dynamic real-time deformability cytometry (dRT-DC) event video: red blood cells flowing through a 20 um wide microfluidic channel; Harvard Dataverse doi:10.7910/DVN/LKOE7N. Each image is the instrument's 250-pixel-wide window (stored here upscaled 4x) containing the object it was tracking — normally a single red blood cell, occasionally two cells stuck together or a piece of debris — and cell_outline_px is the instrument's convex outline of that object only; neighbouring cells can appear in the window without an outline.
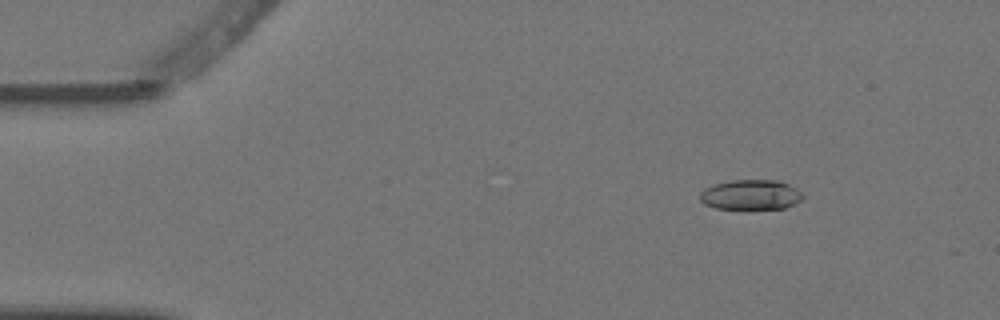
{"species": "Egyptian fruit bat (a non-hibernating species)", "species_latin": "Rousettus aegyptiacus", "temperature_condition": "warm", "stored_images_in_passage": 3, "camera_frame_rate_fps": 3000, "um_per_image_px": 0.085, "animal": {"sex": "female"}, "frame": {"image": 1, "passage_image": 1, "time_ms": 0.0, "image_size_px": [1000, 320], "cell_outline_px": [[804, 196], [800, 200], [784, 208], [716, 208], [704, 204], [700, 200], [700, 192], [704, 188], [716, 184], [732, 180], [780, 180], [796, 188]], "centroid_in_image_um": [63.8, 16.54], "position_along_channel_um": 21.2, "area_um2": 17.74}}
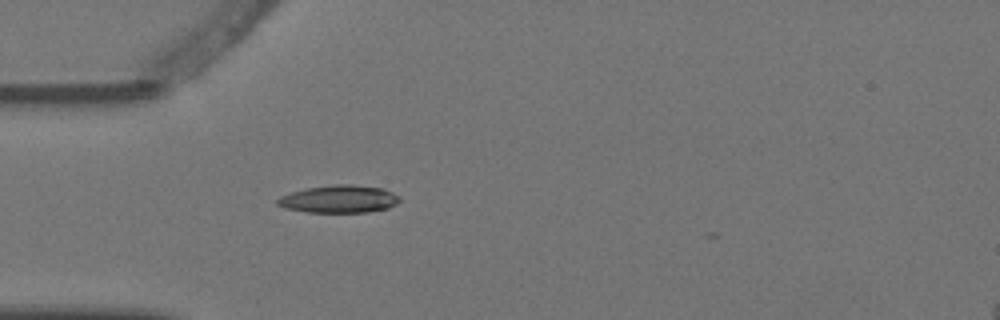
{"frame": {"image": 2, "passage_image": 3, "time_ms": 0.667, "image_size_px": [1000, 320], "cell_outline_px": [[400, 200], [396, 204], [388, 208], [368, 212], [308, 212], [284, 208], [276, 204], [276, 200], [280, 196], [292, 192], [308, 188], [332, 184], [352, 184], [384, 188], [400, 196]], "centroid_in_image_um": [28.83, 16.91], "position_along_channel_um": 56.2, "area_um2": 19.77}}